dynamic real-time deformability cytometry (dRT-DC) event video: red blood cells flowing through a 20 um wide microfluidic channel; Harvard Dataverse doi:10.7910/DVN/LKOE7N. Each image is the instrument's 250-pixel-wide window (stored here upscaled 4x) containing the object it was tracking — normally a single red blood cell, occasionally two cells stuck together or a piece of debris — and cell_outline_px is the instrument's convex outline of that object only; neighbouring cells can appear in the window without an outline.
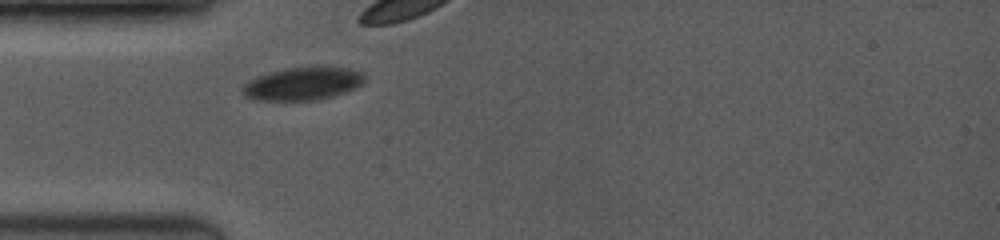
{"species": "common noctule bat (a hibernating species)", "species_latin": "Nyctalus noctula", "temperature_condition": "room temperature", "stored_images_in_passage": 21, "camera_frame_rate_fps": 3500, "um_per_image_px": 0.085, "animal": {"sex": "female", "body_mass_g": 19.0, "forearm_length_mm": 53.3}, "frame": {"image": 1, "passage_image": 1, "time_ms": 0.0, "image_size_px": [1000, 240], "cell_outline_px": [[364, 80], [356, 88], [320, 100], [252, 100], [244, 96], [244, 84], [268, 72], [284, 68], [316, 64], [320, 64], [348, 68], [360, 72], [364, 76]], "centroid_in_image_um": [25.77, 7.07], "position_along_channel_um": 59.2, "area_um2": 23.81}}